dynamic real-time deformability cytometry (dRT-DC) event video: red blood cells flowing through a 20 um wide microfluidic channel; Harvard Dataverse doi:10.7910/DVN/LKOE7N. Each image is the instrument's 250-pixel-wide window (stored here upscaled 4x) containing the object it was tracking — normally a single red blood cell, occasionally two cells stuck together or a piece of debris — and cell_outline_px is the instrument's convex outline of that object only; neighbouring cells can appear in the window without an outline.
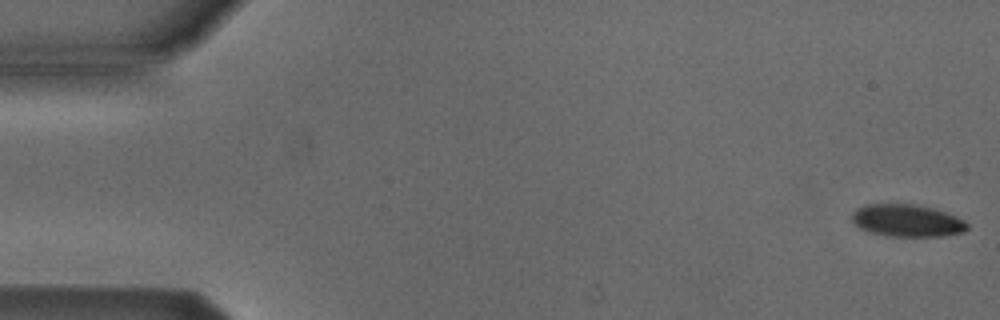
{"species": "Egyptian fruit bat (a non-hibernating species)", "species_latin": "Rousettus aegyptiacus", "temperature_condition": "cold", "stored_images_in_passage": 46, "camera_frame_rate_fps": 3000, "um_per_image_px": 0.085, "animal": {"sex": "male"}, "frame": {"image": 1, "passage_image": 1, "time_ms": 0.0, "image_size_px": [1000, 320], "cell_outline_px": [[968, 228], [964, 232], [940, 236], [888, 236], [872, 232], [860, 228], [852, 220], [852, 212], [856, 208], [864, 204], [912, 204], [932, 208], [956, 216], [964, 220], [968, 224]], "centroid_in_image_um": [77.09, 18.74], "position_along_channel_um": 7.9, "area_um2": 21.56}}
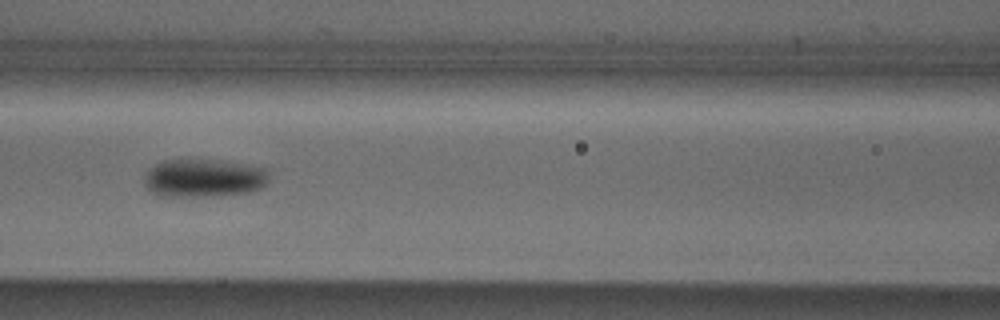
{"frame": {"image": 2, "passage_image": 23, "time_ms": 7.333, "image_size_px": [1000, 320], "cell_outline_px": [[268, 180], [260, 188], [244, 192], [200, 196], [160, 196], [152, 192], [144, 184], [144, 180], [148, 168], [164, 160], [216, 160], [264, 168], [268, 176]], "centroid_in_image_um": [17.24, 15.13], "position_along_channel_um": 149.4, "area_um2": 27.05}}
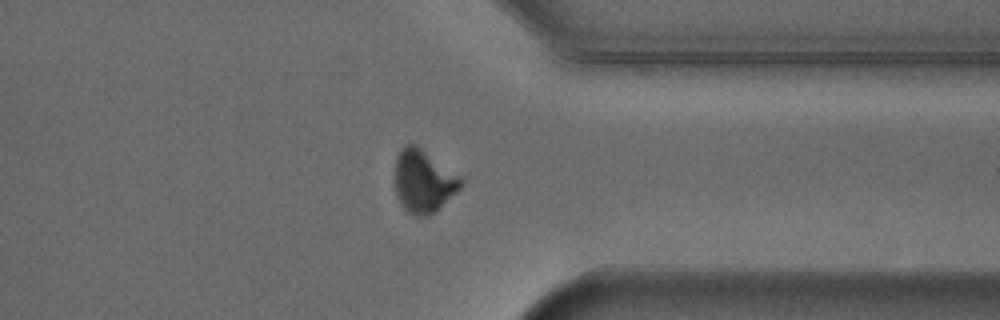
{"frame": {"image": 3, "passage_image": 41, "time_ms": 13.333, "image_size_px": [1000, 320], "cell_outline_px": [[464, 184], [456, 192], [428, 216], [416, 216], [408, 212], [404, 208], [396, 192], [396, 156], [404, 144], [416, 144], [460, 176], [464, 180]], "centroid_in_image_um": [36.0, 15.37], "position_along_channel_um": 375.4, "area_um2": 23.7}, "authors_computed_cell_mechanics": {"area_um2": 24.7384, "velocity_mm_per_s": 3.8576, "shape_relaxation_time_tau1_ms": 3.9793, "shape_relaxation_time_tau2_ms": null, "deformation_change_tau1": 0.1223, "deformation_change_tau2": null}}